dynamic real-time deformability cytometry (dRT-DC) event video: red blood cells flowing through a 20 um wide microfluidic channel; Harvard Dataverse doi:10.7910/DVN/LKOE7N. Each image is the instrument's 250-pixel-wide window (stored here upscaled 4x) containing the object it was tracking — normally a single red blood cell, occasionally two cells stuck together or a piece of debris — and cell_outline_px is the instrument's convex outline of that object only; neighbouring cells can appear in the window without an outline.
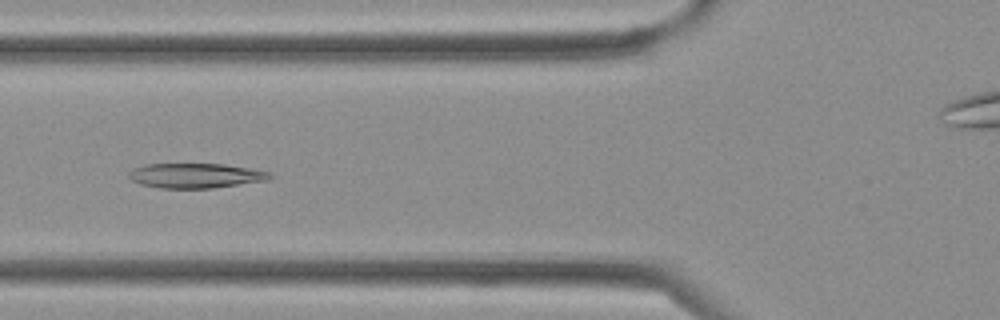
{"species": "Egyptian fruit bat (a non-hibernating species)", "species_latin": "Rousettus aegyptiacus", "temperature_condition": "cold", "stored_images_in_passage": 31, "camera_frame_rate_fps": 3000, "um_per_image_px": 0.085, "frame": {"image": 1, "passage_image": 8, "time_ms": 2.333, "image_size_px": [1000, 320], "cell_outline_px": [[276, 176], [268, 180], [212, 188], [160, 188], [140, 184], [132, 180], [128, 176], [128, 172], [132, 168], [144, 164], [224, 164], [252, 168], [272, 172]], "centroid_in_image_um": [16.66, 14.92], "position_along_channel_um": 109.1, "area_um2": 20.63}}
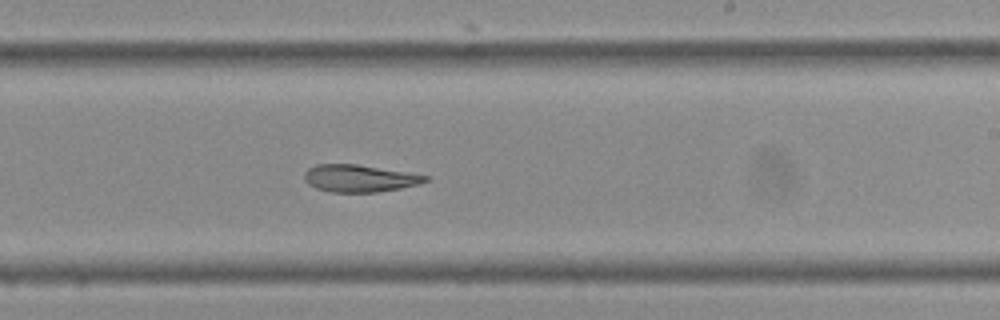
{"frame": {"image": 2, "passage_image": 16, "time_ms": 5.0, "image_size_px": [1000, 320], "cell_outline_px": [[432, 180], [420, 184], [400, 188], [376, 192], [332, 192], [316, 188], [308, 184], [304, 180], [304, 172], [308, 168], [316, 164], [356, 164], [432, 176]], "centroid_in_image_um": [30.59, 15.15], "position_along_channel_um": 258.4, "area_um2": 19.36}}
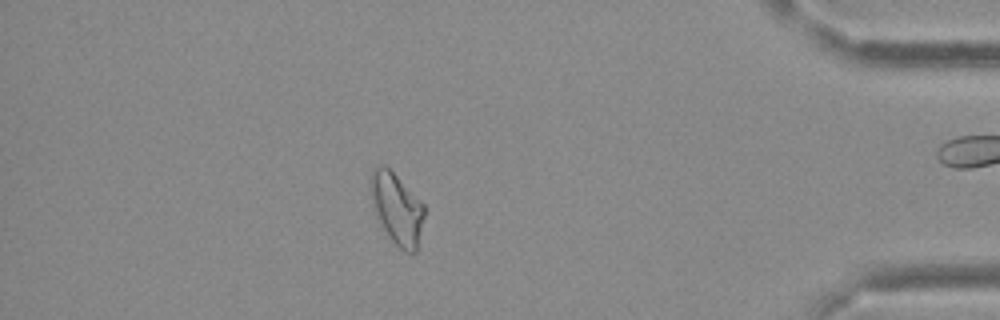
{"frame": {"image": 3, "passage_image": 26, "time_ms": 8.333, "image_size_px": [1000, 320], "cell_outline_px": [[424, 216], [416, 252], [412, 256], [404, 252], [388, 236], [380, 224], [372, 208], [372, 172], [380, 164], [384, 164], [424, 204]], "centroid_in_image_um": [33.75, 17.8], "position_along_channel_um": 401.5, "area_um2": 21.91}}